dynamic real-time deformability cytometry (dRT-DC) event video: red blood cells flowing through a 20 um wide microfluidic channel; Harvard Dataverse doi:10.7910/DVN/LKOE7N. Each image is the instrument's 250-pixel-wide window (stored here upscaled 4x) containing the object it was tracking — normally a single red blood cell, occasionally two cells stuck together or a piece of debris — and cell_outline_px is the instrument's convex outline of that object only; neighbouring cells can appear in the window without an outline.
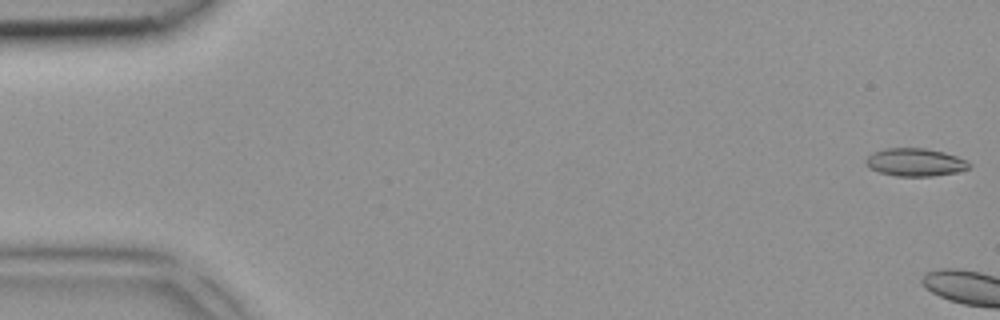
{"species": "common noctule bat (a hibernating species)", "species_latin": "Nyctalus noctula", "temperature_condition": "room temperature", "stored_images_in_passage": 5, "segment_of_instrument_passage": [2, 2], "camera_frame_rate_fps": 3000, "um_per_image_px": 0.085, "animal": {"sex": "female", "body_mass_g": 18.4}, "frame": {"image": 1, "passage_image": 5, "time_ms": 1.333, "image_size_px": [1000, 320], "cell_outline_px": [[972, 164], [968, 168], [960, 172], [932, 176], [896, 176], [880, 172], [868, 168], [864, 164], [864, 160], [872, 152], [884, 148], [924, 148], [944, 152], [968, 160]], "centroid_in_image_um": [77.78, 13.79], "position_along_channel_um": 7.2, "area_um2": 17.05}}